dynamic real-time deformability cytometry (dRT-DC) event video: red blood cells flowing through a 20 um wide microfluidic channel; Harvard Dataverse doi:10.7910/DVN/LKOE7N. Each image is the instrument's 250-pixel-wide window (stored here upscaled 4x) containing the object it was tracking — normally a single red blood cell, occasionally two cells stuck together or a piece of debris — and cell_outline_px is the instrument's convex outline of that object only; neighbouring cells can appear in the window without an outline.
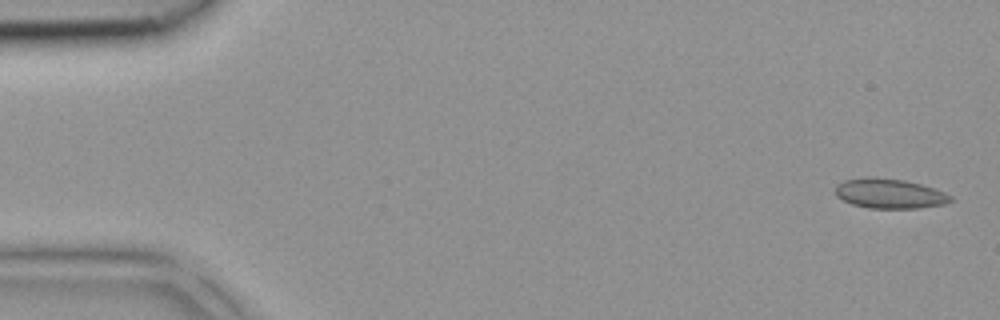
{"species": "common noctule bat (a hibernating species)", "species_latin": "Nyctalus noctula", "temperature_condition": "room temperature", "stored_images_in_passage": 40, "camera_frame_rate_fps": 3000, "um_per_image_px": 0.085, "animal": {"sex": "female", "body_mass_g": 18.4}, "frame": {"image": 1, "passage_image": 1, "time_ms": 0.0, "image_size_px": [1000, 320], "cell_outline_px": [[952, 200], [944, 204], [920, 208], [868, 208], [852, 204], [836, 196], [836, 184], [844, 180], [904, 180], [920, 184], [944, 192], [952, 196]], "centroid_in_image_um": [75.65, 16.51], "position_along_channel_um": 9.3, "area_um2": 19.07}}
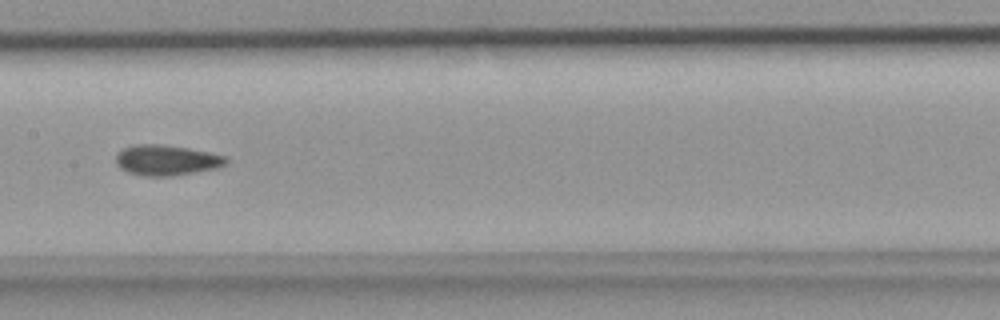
{"frame": {"image": 2, "passage_image": 20, "time_ms": 6.333, "image_size_px": [1000, 320], "cell_outline_px": [[228, 160], [224, 164], [216, 168], [168, 176], [148, 176], [128, 172], [120, 168], [116, 164], [116, 156], [124, 148], [136, 144], [160, 144], [188, 148], [228, 156]], "centroid_in_image_um": [14.15, 13.6], "position_along_channel_um": 193.3, "area_um2": 19.25}}
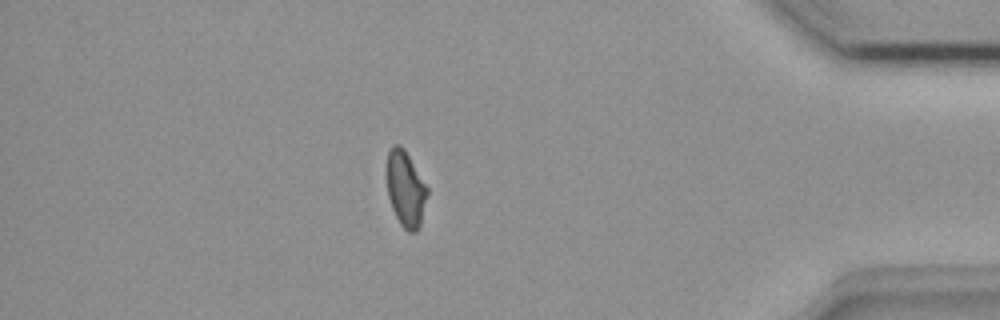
{"frame": {"image": 3, "passage_image": 35, "time_ms": 11.333, "image_size_px": [1000, 320], "cell_outline_px": [[428, 196], [420, 224], [416, 232], [408, 232], [400, 224], [392, 208], [388, 196], [388, 152], [392, 144], [400, 144], [404, 148], [428, 188]], "centroid_in_image_um": [34.49, 16.06], "position_along_channel_um": 400.7, "area_um2": 17.69}}